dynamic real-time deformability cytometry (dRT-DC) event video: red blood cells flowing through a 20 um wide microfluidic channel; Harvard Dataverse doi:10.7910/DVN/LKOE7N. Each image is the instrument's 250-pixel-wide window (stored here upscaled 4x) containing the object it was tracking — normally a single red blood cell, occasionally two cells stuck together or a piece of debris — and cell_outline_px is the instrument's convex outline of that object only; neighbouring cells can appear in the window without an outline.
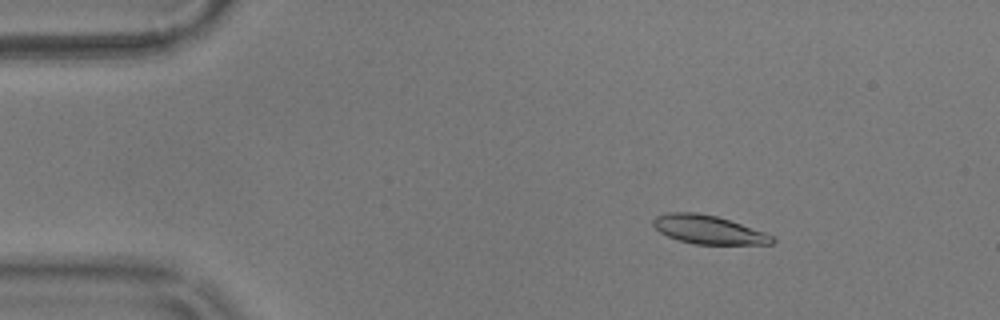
{"species": "common noctule bat (a hibernating species)", "species_latin": "Nyctalus noctula", "temperature_condition": "warm", "stored_images_in_passage": 57, "camera_frame_rate_fps": 3000, "um_per_image_px": 0.085, "animal": {"sex": "male", "body_mass_g": 17.9}, "frame": {"image": 1, "passage_image": 9, "time_ms": 2.667, "image_size_px": [1000, 320], "cell_outline_px": [[776, 240], [772, 244], [696, 244], [680, 240], [668, 236], [660, 232], [652, 224], [652, 220], [656, 216], [668, 212], [696, 212], [716, 216], [764, 232], [772, 236]], "centroid_in_image_um": [60.19, 19.51], "position_along_channel_um": 24.8, "area_um2": 19.54}}
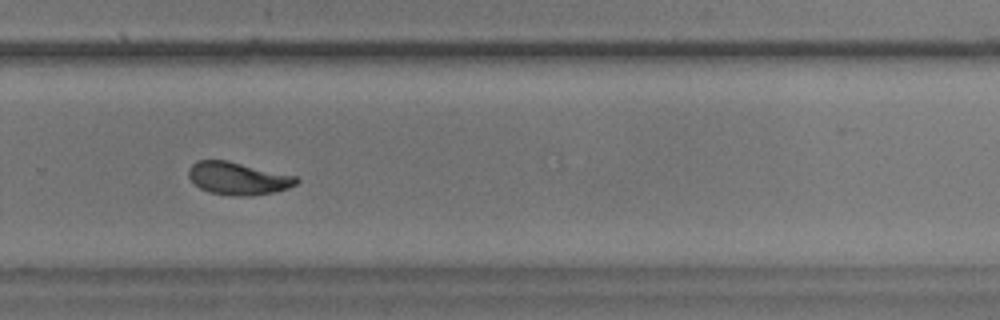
{"frame": {"image": 2, "passage_image": 39, "time_ms": 12.667, "image_size_px": [1000, 320], "cell_outline_px": [[300, 180], [296, 184], [288, 188], [276, 192], [252, 196], [232, 196], [208, 192], [200, 188], [188, 176], [188, 168], [196, 160], [228, 160], [296, 176]], "centroid_in_image_um": [20.23, 15.17], "position_along_channel_um": 309.6, "area_um2": 20.69}}
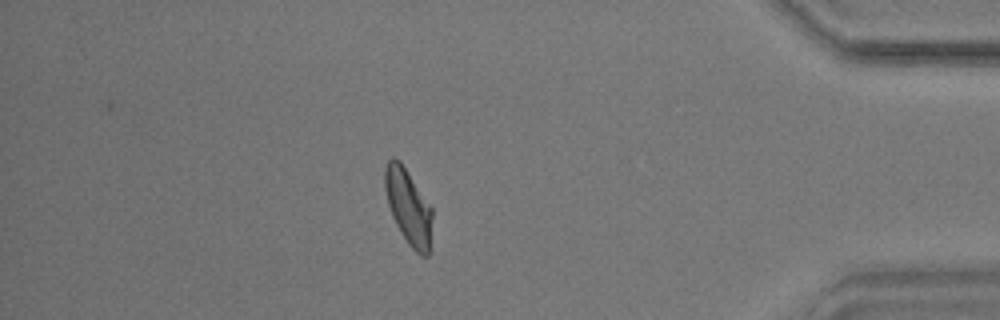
{"frame": {"image": 3, "passage_image": 50, "time_ms": 16.333, "image_size_px": [1000, 320], "cell_outline_px": [[432, 216], [428, 256], [420, 256], [408, 244], [400, 232], [392, 216], [388, 204], [384, 188], [384, 168], [388, 160], [392, 156], [400, 160], [432, 208]], "centroid_in_image_um": [34.68, 17.55], "position_along_channel_um": 400.5, "area_um2": 20.75}, "authors_computed_cell_mechanics": {"area_um2": 20.5768, "velocity_mm_per_s": 3.5403, "shape_relaxation_time_tau1_ms": 5.6759, "shape_relaxation_time_tau2_ms": 2.2978, "deformation_change_tau1": 0.1607, "deformation_change_tau2": 0.0734}}